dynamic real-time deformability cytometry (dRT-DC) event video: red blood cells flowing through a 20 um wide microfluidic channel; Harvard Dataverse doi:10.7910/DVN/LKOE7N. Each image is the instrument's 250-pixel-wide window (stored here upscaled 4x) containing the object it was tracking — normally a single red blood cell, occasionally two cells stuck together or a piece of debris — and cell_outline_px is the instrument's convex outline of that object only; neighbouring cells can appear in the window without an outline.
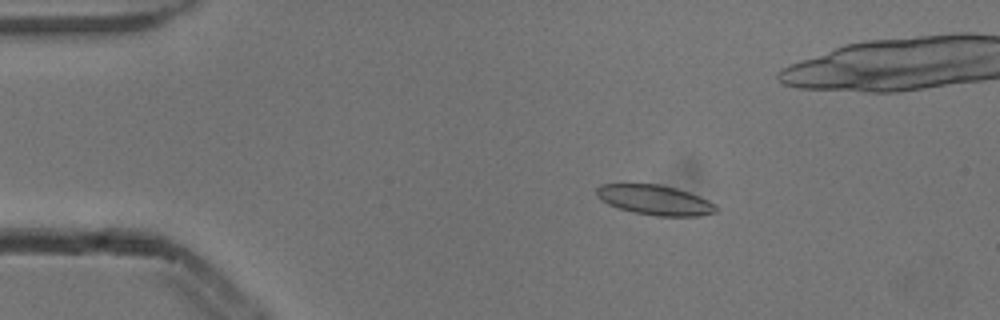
{"species": "common noctule bat (a hibernating species)", "species_latin": "Nyctalus noctula", "temperature_condition": "cold", "stored_images_in_passage": 7, "camera_frame_rate_fps": 3000, "um_per_image_px": 0.085, "animal": {"sex": "male", "body_mass_g": 13.3}, "frame": {"image": 1, "passage_image": 3, "time_ms": 0.667, "image_size_px": [1000, 320], "cell_outline_px": [[720, 208], [716, 212], [700, 216], [656, 216], [632, 212], [608, 204], [600, 200], [596, 196], [596, 188], [600, 184], [660, 184], [676, 188], [700, 196], [716, 204]], "centroid_in_image_um": [55.68, 17.0], "position_along_channel_um": 29.3, "area_um2": 21.04}}
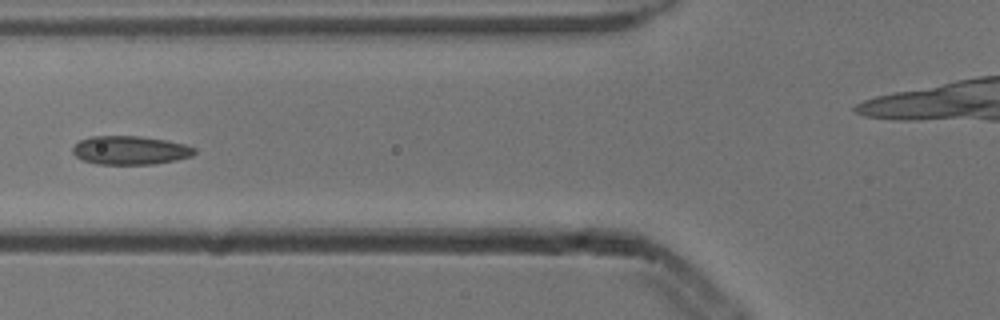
{"frame": {"image": 2, "passage_image": 6, "time_ms": 1.667, "image_size_px": [1000, 320], "cell_outline_px": [[196, 152], [192, 156], [176, 160], [152, 164], [96, 164], [84, 160], [76, 156], [72, 152], [72, 148], [80, 140], [92, 136], [140, 136], [168, 140], [184, 144], [196, 148]], "centroid_in_image_um": [11.08, 12.77], "position_along_channel_um": 114.7, "area_um2": 20.35}}
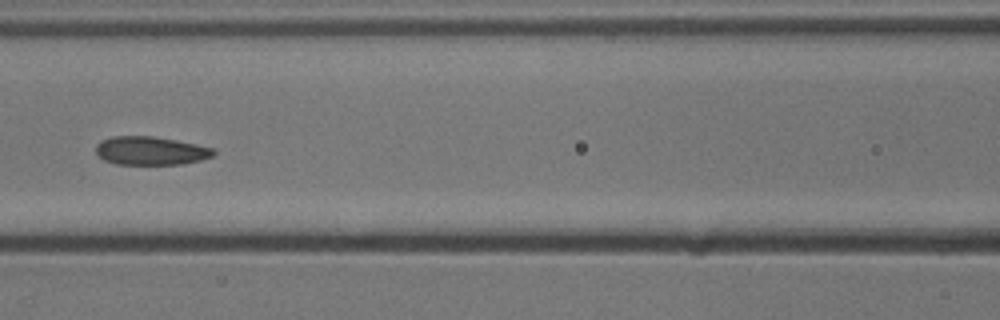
{"frame": {"image": 3, "passage_image": 7, "time_ms": 2.0, "image_size_px": [1000, 320], "cell_outline_px": [[216, 152], [212, 156], [200, 160], [184, 164], [116, 164], [104, 160], [96, 152], [96, 144], [100, 140], [112, 136], [152, 136], [176, 140], [196, 144], [212, 148]], "centroid_in_image_um": [12.78, 12.81], "position_along_channel_um": 153.8, "area_um2": 19.48}}